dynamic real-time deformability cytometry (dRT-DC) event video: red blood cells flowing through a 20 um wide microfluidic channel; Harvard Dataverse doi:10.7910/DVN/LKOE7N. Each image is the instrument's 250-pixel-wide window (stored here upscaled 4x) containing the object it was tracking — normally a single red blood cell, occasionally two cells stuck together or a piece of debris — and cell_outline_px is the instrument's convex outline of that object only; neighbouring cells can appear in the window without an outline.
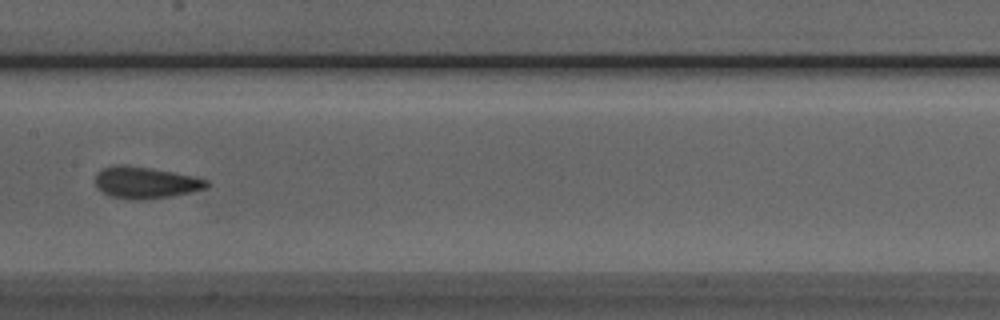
{"species": "Egyptian fruit bat (a non-hibernating species)", "species_latin": "Rousettus aegyptiacus", "temperature_condition": "room temperature", "stored_images_in_passage": 7, "camera_frame_rate_fps": 3000, "um_per_image_px": 0.085, "animal": {"sex": "male"}, "frame": {"image": 1, "passage_image": 6, "time_ms": 6.0, "image_size_px": [1000, 320], "cell_outline_px": [[208, 188], [172, 196], [140, 200], [128, 200], [108, 196], [96, 188], [96, 172], [100, 168], [112, 164], [124, 164], [152, 168], [192, 176], [208, 180]], "centroid_in_image_um": [12.29, 15.52], "position_along_channel_um": 195.1, "area_um2": 20.92}}
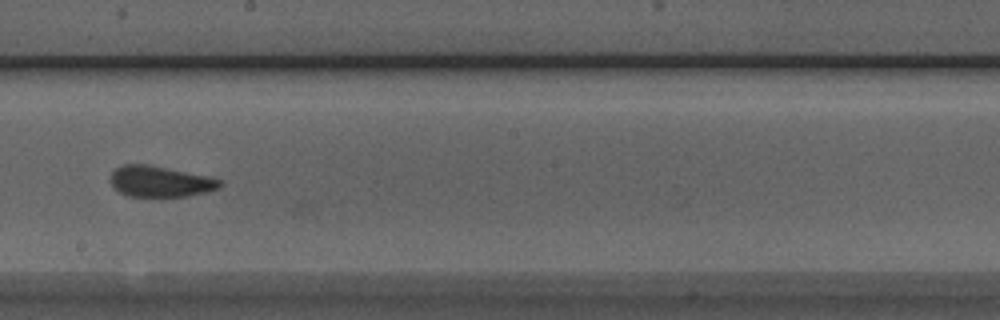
{"frame": {"image": 2, "passage_image": 7, "time_ms": 7.0, "image_size_px": [1000, 320], "cell_outline_px": [[224, 184], [220, 188], [188, 196], [128, 196], [120, 192], [108, 180], [112, 172], [116, 168], [124, 164], [148, 164], [208, 176], [220, 180]], "centroid_in_image_um": [13.61, 15.42], "position_along_channel_um": 234.6, "area_um2": 19.65}}